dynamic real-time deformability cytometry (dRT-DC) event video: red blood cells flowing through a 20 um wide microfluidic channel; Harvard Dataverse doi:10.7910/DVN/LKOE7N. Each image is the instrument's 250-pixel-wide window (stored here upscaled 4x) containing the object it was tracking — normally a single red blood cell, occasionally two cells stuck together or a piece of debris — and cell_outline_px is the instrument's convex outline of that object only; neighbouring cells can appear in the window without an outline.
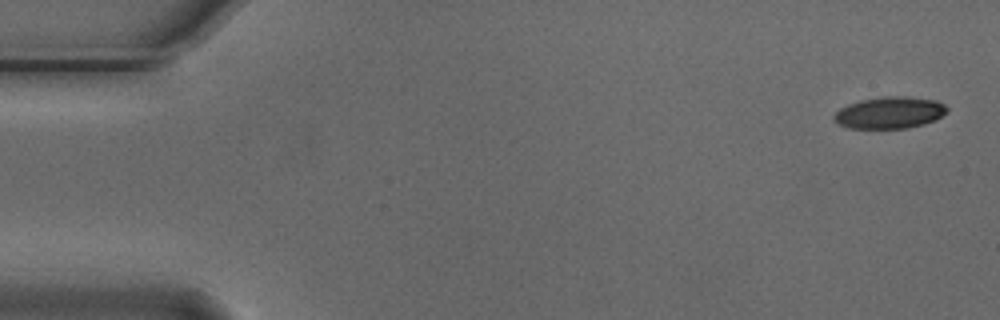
{"species": "Egyptian fruit bat (a non-hibernating species)", "species_latin": "Rousettus aegyptiacus", "temperature_condition": "cold", "stored_images_in_passage": 4, "camera_frame_rate_fps": 3000, "um_per_image_px": 0.085, "animal": {"sex": "male"}, "frame": {"image": 1, "passage_image": 1, "time_ms": 0.0, "image_size_px": [1000, 320], "cell_outline_px": [[948, 112], [936, 120], [924, 124], [908, 128], [848, 128], [832, 120], [832, 116], [840, 108], [848, 104], [860, 100], [884, 96], [904, 96], [936, 100], [944, 104], [948, 108]], "centroid_in_image_um": [75.63, 9.57], "position_along_channel_um": 9.4, "area_um2": 21.1}}
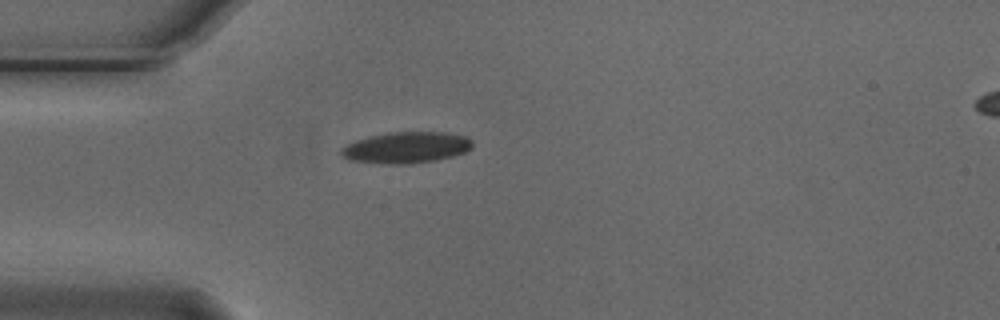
{"frame": {"image": 2, "passage_image": 4, "time_ms": 1.0, "image_size_px": [1000, 320], "cell_outline_px": [[472, 148], [464, 152], [452, 156], [436, 160], [412, 164], [388, 164], [348, 160], [340, 152], [340, 148], [356, 140], [368, 136], [388, 132], [448, 132], [464, 136], [472, 140]], "centroid_in_image_um": [34.53, 12.54], "position_along_channel_um": 50.5, "area_um2": 23.99}}